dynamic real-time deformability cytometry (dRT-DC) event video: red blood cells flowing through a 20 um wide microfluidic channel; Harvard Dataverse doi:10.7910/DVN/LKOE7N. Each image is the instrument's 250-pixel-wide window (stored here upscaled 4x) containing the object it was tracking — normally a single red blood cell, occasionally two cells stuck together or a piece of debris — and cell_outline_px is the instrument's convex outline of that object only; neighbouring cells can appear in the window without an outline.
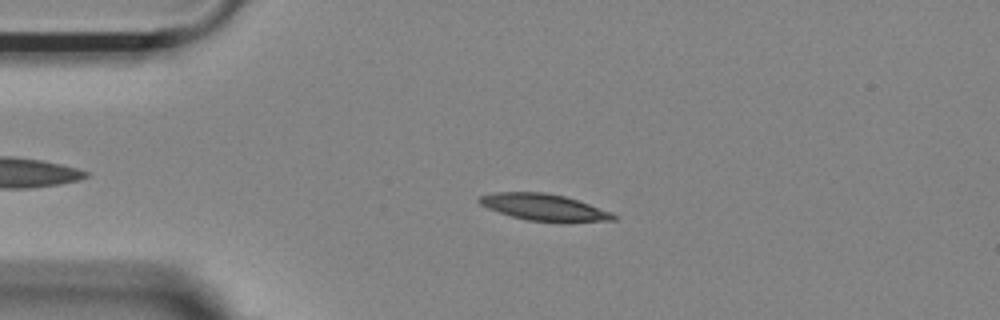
{"species": "Egyptian fruit bat (a non-hibernating species)", "species_latin": "Rousettus aegyptiacus", "temperature_condition": "room temperature", "stored_images_in_passage": 53, "camera_frame_rate_fps": 3000, "um_per_image_px": 0.085, "animal": {"sex": "female"}, "frame": {"image": 1, "passage_image": 11, "time_ms": 3.333, "image_size_px": [1000, 320], "cell_outline_px": [[616, 220], [528, 220], [512, 216], [488, 208], [480, 204], [476, 200], [480, 196], [496, 192], [544, 192], [564, 196], [612, 212], [616, 216]], "centroid_in_image_um": [46.16, 17.58], "position_along_channel_um": 38.8, "area_um2": 19.88}}
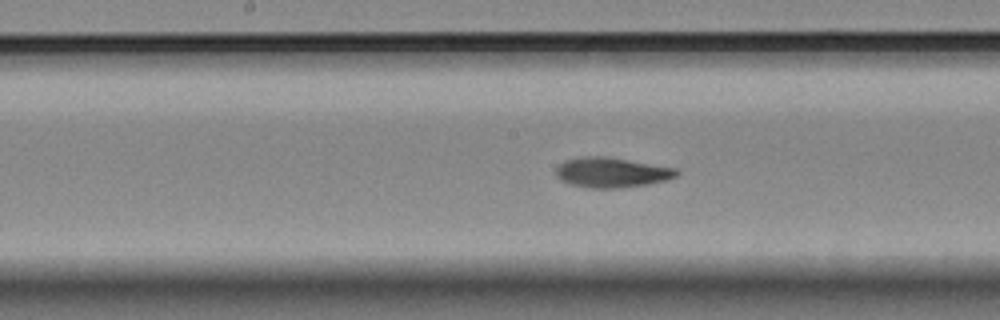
{"frame": {"image": 2, "passage_image": 26, "time_ms": 8.333, "image_size_px": [1000, 320], "cell_outline_px": [[680, 172], [676, 176], [664, 180], [648, 184], [620, 188], [588, 188], [572, 184], [560, 180], [556, 176], [556, 168], [564, 160], [580, 156], [608, 156], [676, 168]], "centroid_in_image_um": [51.97, 14.65], "position_along_channel_um": 196.2, "area_um2": 21.21}}
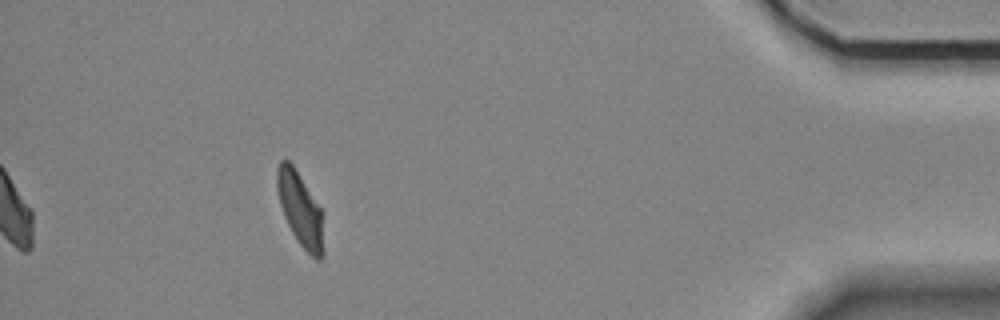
{"frame": {"image": 3, "passage_image": 48, "time_ms": 15.667, "image_size_px": [1000, 320], "cell_outline_px": [[324, 252], [320, 260], [316, 260], [300, 244], [292, 232], [284, 216], [280, 204], [276, 188], [276, 168], [280, 160], [288, 160], [292, 164], [324, 212]], "centroid_in_image_um": [25.55, 17.8], "position_along_channel_um": 409.6, "area_um2": 20.35}, "authors_computed_cell_mechanics": {"area_um2": 20.519, "velocity_mm_per_s": 3.6783, "shape_relaxation_time_tau1_ms": 5.6665, "shape_relaxation_time_tau2_ms": 2.2249, "deformation_change_tau1": 0.1842, "deformation_change_tau2": 0.0822}}